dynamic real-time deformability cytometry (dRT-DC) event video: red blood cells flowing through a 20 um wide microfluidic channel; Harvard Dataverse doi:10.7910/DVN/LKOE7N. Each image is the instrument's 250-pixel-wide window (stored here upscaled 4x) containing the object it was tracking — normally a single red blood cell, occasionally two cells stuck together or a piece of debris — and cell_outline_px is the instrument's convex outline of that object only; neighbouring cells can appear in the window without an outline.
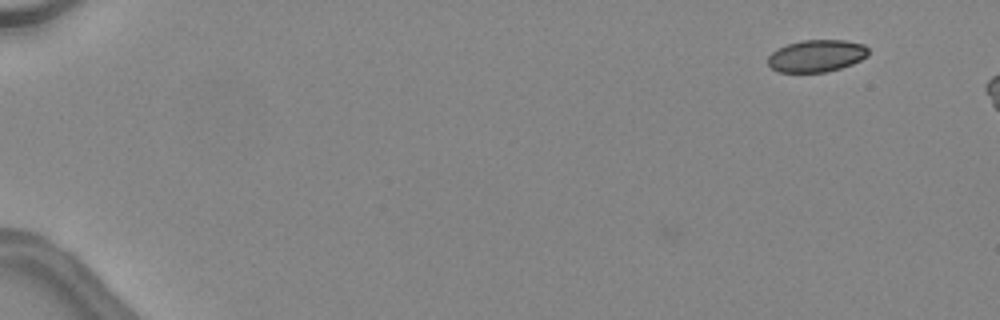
{"species": "common noctule bat (a hibernating species)", "species_latin": "Nyctalus noctula", "temperature_condition": "warm", "stored_images_in_passage": 6, "camera_frame_rate_fps": 3000, "um_per_image_px": 0.085, "animal": {"sex": "female", "body_mass_g": 24.6, "forearm_length_mm": 56.2}, "frame": {"image": 1, "passage_image": 1, "time_ms": 0.0, "image_size_px": [1000, 320], "cell_outline_px": [[868, 56], [852, 64], [840, 68], [824, 72], [776, 72], [768, 64], [768, 56], [776, 48], [788, 44], [804, 40], [844, 40], [864, 44], [868, 48]], "centroid_in_image_um": [69.39, 4.74], "position_along_channel_um": 15.6, "area_um2": 18.84}}